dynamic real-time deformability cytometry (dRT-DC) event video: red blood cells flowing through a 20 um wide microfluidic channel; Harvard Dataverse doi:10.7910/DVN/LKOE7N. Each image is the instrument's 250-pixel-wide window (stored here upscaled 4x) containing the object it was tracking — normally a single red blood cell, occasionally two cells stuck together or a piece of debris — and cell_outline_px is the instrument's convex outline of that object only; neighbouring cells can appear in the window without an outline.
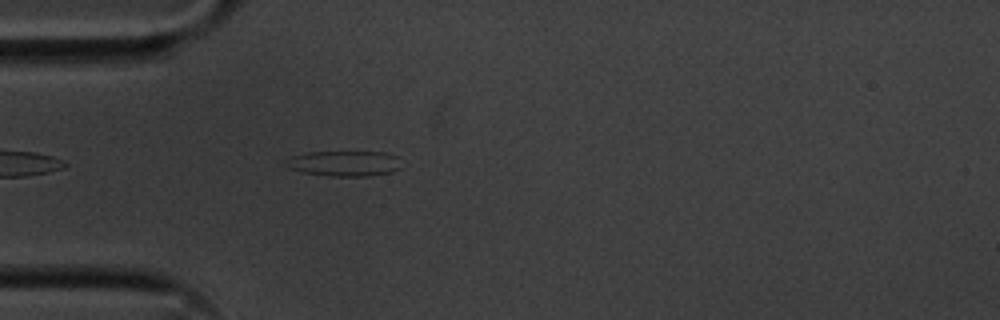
{"species": "common noctule bat (a hibernating species)", "species_latin": "Nyctalus noctula", "temperature_condition": "cold", "stored_images_in_passage": 40, "camera_frame_rate_fps": 3000, "um_per_image_px": 0.085, "animal": {"sex": "male", "body_mass_g": 20.1, "forearm_length_mm": 53.5}, "frame": {"image": 1, "passage_image": 1, "time_ms": 0.0, "image_size_px": [1000, 320], "cell_outline_px": [[400, 168], [392, 172], [368, 176], [332, 176], [304, 172], [288, 168], [284, 164], [284, 160], [292, 156], [308, 152], [384, 152], [396, 156]], "centroid_in_image_um": [29.23, 13.89], "position_along_channel_um": 55.8, "area_um2": 16.99}}
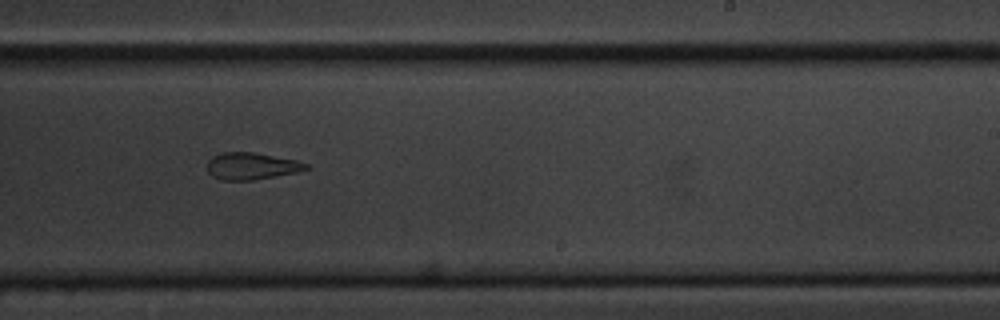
{"frame": {"image": 2, "passage_image": 19, "time_ms": 6.0, "image_size_px": [1000, 320], "cell_outline_px": [[308, 168], [296, 172], [252, 180], [220, 180], [212, 176], [208, 172], [208, 160], [212, 156], [224, 152], [256, 152], [296, 160], [308, 164]], "centroid_in_image_um": [21.35, 14.11], "position_along_channel_um": 267.7, "area_um2": 15.43}}
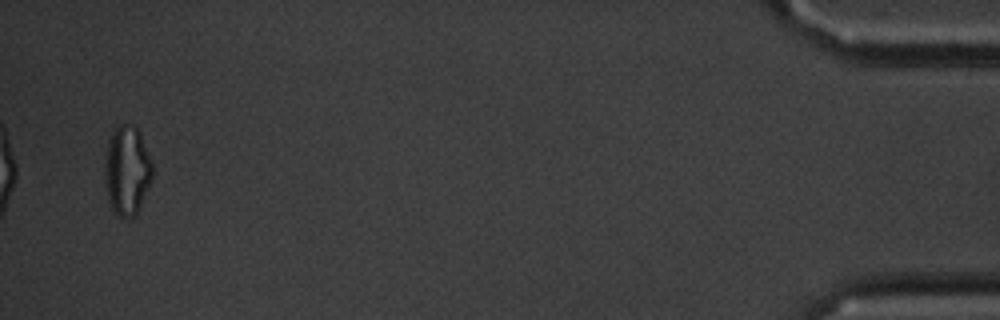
{"frame": {"image": 3, "passage_image": 39, "time_ms": 12.667, "image_size_px": [1000, 320], "cell_outline_px": [[152, 180], [136, 212], [128, 220], [116, 216], [112, 212], [108, 200], [104, 172], [104, 164], [108, 140], [112, 128], [120, 124], [132, 124], [140, 132], [152, 164]], "centroid_in_image_um": [10.76, 14.48], "position_along_channel_um": 424.4, "area_um2": 25.03}, "authors_computed_cell_mechanics": {"area_um2": 16.7042, "velocity_mm_per_s": 3.6124, "shape_relaxation_time_tau1_ms": null, "shape_relaxation_time_tau2_ms": 3.6252, "deformation_change_tau1": null, "deformation_change_tau2": 0.12}}